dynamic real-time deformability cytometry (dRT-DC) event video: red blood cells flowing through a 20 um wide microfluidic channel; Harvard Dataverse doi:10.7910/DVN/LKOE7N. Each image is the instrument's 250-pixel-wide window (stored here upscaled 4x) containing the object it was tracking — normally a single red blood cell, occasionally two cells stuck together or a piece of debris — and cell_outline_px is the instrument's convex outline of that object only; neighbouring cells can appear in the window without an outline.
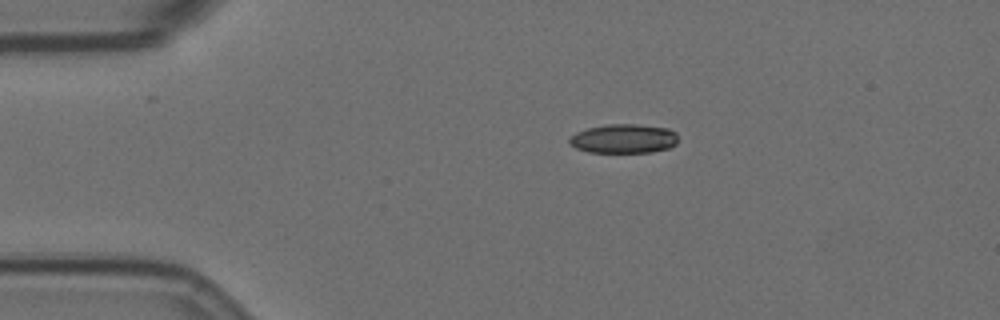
{"species": "Egyptian fruit bat (a non-hibernating species)", "species_latin": "Rousettus aegyptiacus", "temperature_condition": "room temperature", "stored_images_in_passage": 48, "camera_frame_rate_fps": 3000, "um_per_image_px": 0.085, "animal": {"sex": "female"}, "frame": {"image": 1, "passage_image": 2, "time_ms": 0.333, "image_size_px": [1000, 320], "cell_outline_px": [[676, 144], [668, 148], [652, 152], [588, 152], [576, 148], [568, 144], [568, 140], [576, 132], [588, 128], [604, 124], [636, 124], [668, 128], [676, 132]], "centroid_in_image_um": [52.99, 11.78], "position_along_channel_um": 32.0, "area_um2": 18.5}}
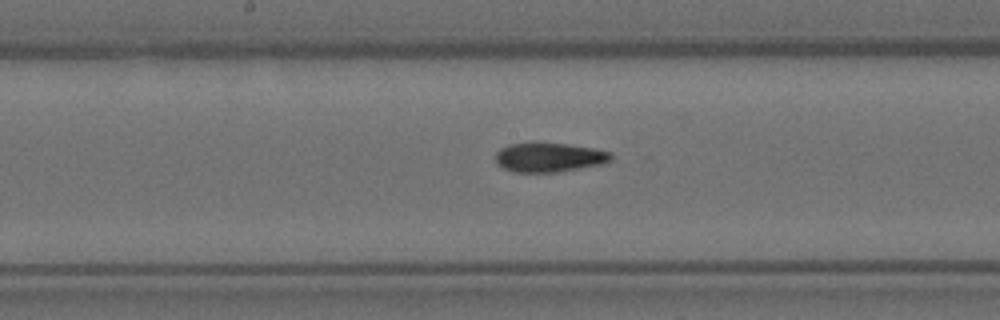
{"frame": {"image": 2, "passage_image": 20, "time_ms": 6.333, "image_size_px": [1000, 320], "cell_outline_px": [[612, 160], [604, 164], [556, 172], [512, 172], [504, 168], [496, 160], [496, 152], [500, 148], [508, 144], [568, 144], [592, 148], [612, 152]], "centroid_in_image_um": [46.72, 13.39], "position_along_channel_um": 201.5, "area_um2": 19.42}}
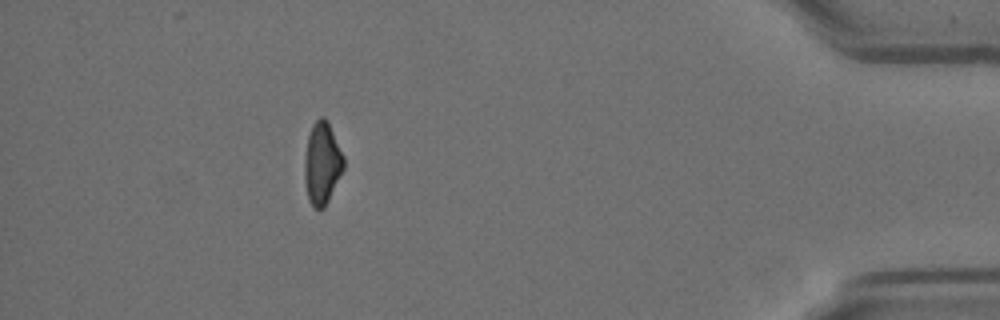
{"frame": {"image": 3, "passage_image": 42, "time_ms": 13.667, "image_size_px": [1000, 320], "cell_outline_px": [[344, 168], [324, 208], [312, 208], [308, 200], [304, 180], [304, 156], [308, 136], [312, 124], [320, 116], [324, 116], [328, 120], [344, 156]], "centroid_in_image_um": [27.36, 13.86], "position_along_channel_um": 407.8, "area_um2": 18.96}, "authors_computed_cell_mechanics": {"area_um2": 19.7965, "velocity_mm_per_s": 3.5688, "shape_relaxation_time_tau1_ms": null, "shape_relaxation_time_tau2_ms": 3.4371, "deformation_change_tau1": null, "deformation_change_tau2": 0.094}}